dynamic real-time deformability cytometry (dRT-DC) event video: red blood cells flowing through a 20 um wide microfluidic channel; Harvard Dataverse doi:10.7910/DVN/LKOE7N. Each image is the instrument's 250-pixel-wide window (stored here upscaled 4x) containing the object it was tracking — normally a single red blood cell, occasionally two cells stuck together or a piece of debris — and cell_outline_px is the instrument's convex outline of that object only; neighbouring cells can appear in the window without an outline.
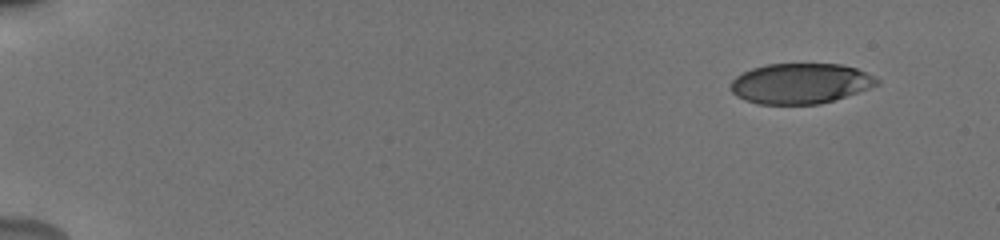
{"species": "human", "species_latin": "Homo sapiens", "temperature_condition": "cold", "stored_images_in_passage": 51, "camera_frame_rate_fps": 3000, "um_per_image_px": 0.085, "donor": {"sex": "male"}, "frame": {"image": 1, "passage_image": 1, "time_ms": 0.0, "image_size_px": [1000, 240], "cell_outline_px": [[880, 84], [820, 104], [756, 104], [744, 100], [736, 96], [732, 92], [732, 80], [736, 76], [752, 68], [768, 64], [840, 64], [856, 68], [880, 80]], "centroid_in_image_um": [68.0, 7.1], "position_along_channel_um": 17.0, "area_um2": 34.1}}
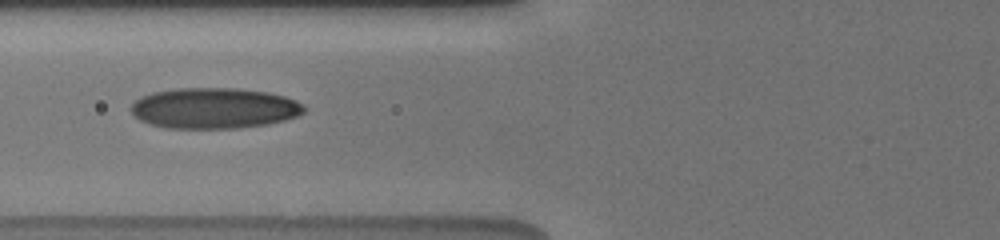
{"frame": {"image": 2, "passage_image": 20, "time_ms": 6.333, "image_size_px": [1000, 240], "cell_outline_px": [[308, 108], [304, 112], [296, 116], [284, 120], [268, 124], [236, 128], [164, 128], [148, 124], [140, 120], [132, 112], [132, 104], [140, 96], [152, 92], [180, 88], [236, 88], [268, 92], [284, 96], [296, 100], [304, 104]], "centroid_in_image_um": [18.22, 9.19], "position_along_channel_um": 107.6, "area_um2": 41.27}}
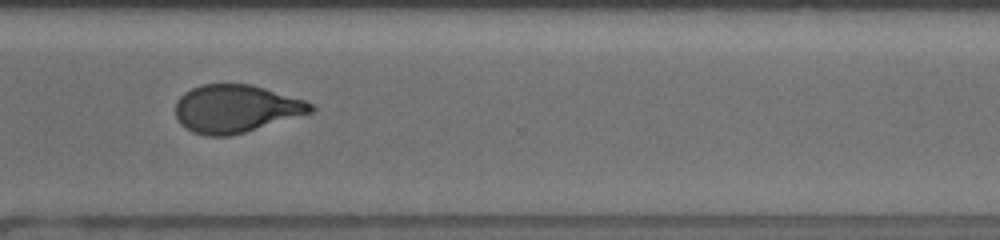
{"frame": {"image": 3, "passage_image": 39, "time_ms": 12.667, "image_size_px": [1000, 240], "cell_outline_px": [[316, 108], [312, 112], [244, 132], [228, 136], [204, 136], [192, 132], [180, 124], [176, 116], [176, 100], [184, 92], [200, 84], [252, 84], [304, 100], [312, 104]], "centroid_in_image_um": [20.0, 9.23], "position_along_channel_um": 350.6, "area_um2": 37.57}, "authors_computed_cell_mechanics": {"area_um2": 37.8012, "velocity_mm_per_s": 3.8379, "shape_relaxation_time_tau1_ms": 4.5807, "shape_relaxation_time_tau2_ms": 1.5321, "deformation_change_tau1": 0.1805, "deformation_change_tau2": 0.0794}}